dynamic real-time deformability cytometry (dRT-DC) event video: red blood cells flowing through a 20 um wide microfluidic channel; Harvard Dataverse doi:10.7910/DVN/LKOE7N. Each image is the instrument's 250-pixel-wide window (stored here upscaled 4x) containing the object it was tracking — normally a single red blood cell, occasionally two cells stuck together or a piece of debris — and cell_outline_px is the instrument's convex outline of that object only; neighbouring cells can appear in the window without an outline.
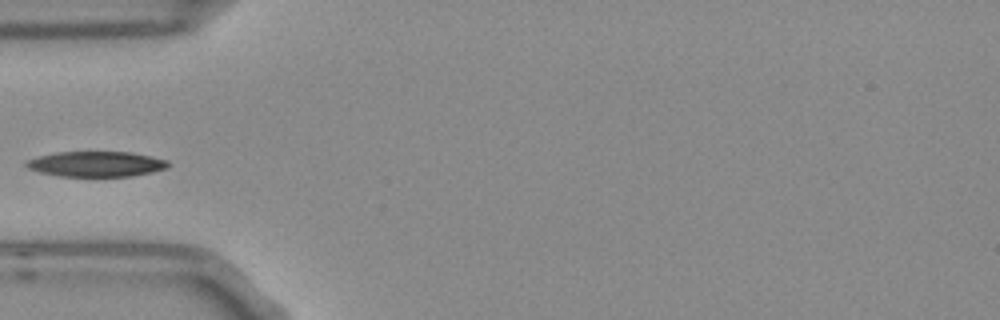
{"species": "Egyptian fruit bat (a non-hibernating species)", "species_latin": "Rousettus aegyptiacus", "temperature_condition": "room temperature", "stored_images_in_passage": 4, "camera_frame_rate_fps": 3000, "um_per_image_px": 0.085, "frame": {"image": 1, "passage_image": 4, "time_ms": 1.0, "image_size_px": [1000, 320], "cell_outline_px": [[172, 164], [168, 168], [152, 172], [132, 176], [60, 176], [40, 172], [28, 168], [24, 164], [28, 160], [40, 156], [56, 152], [132, 152], [152, 156], [168, 160]], "centroid_in_image_um": [8.25, 13.94], "position_along_channel_um": 76.8, "area_um2": 20.98}}